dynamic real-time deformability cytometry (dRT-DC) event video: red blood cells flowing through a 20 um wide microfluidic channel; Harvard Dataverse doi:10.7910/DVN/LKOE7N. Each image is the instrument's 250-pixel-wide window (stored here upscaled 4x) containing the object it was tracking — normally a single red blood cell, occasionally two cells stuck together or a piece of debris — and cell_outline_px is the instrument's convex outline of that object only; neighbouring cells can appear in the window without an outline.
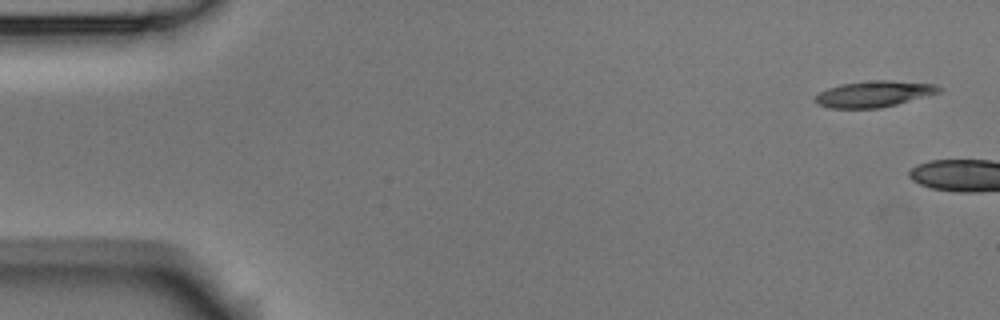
{"species": "Egyptian fruit bat (a non-hibernating species)", "species_latin": "Rousettus aegyptiacus", "temperature_condition": "room temperature", "stored_images_in_passage": 4, "camera_frame_rate_fps": 3000, "um_per_image_px": 0.085, "animal": {"sex": "male"}, "frame": {"image": 1, "passage_image": 1, "time_ms": 0.0, "image_size_px": [1000, 320], "cell_outline_px": [[944, 88], [940, 92], [896, 104], [880, 108], [828, 108], [820, 104], [816, 100], [816, 96], [820, 92], [828, 88], [840, 84], [876, 80], [892, 80], [936, 84]], "centroid_in_image_um": [74.33, 7.97], "position_along_channel_um": 10.7, "area_um2": 18.67}}